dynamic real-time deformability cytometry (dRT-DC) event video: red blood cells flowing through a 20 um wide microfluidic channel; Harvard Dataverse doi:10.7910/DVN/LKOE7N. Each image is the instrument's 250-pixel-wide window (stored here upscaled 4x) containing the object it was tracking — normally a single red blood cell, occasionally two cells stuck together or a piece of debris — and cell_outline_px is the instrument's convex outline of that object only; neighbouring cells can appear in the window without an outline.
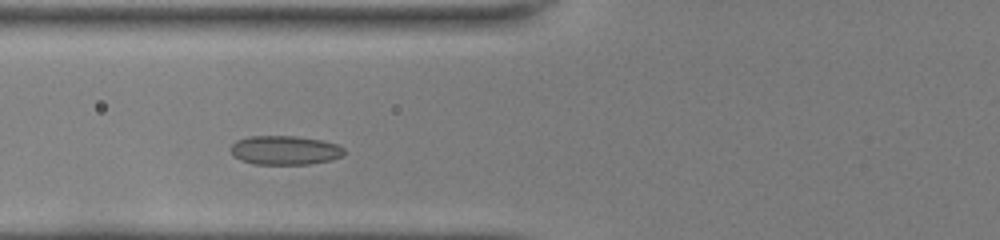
{"species": "common noctule bat (a hibernating species)", "species_latin": "Nyctalus noctula", "temperature_condition": "room temperature", "stored_images_in_passage": 37, "camera_frame_rate_fps": 3000, "um_per_image_px": 0.085, "animal": {"sex": "female", "body_mass_g": 22.0, "forearm_length_mm": 56.7}, "frame": {"image": 1, "passage_image": 7, "time_ms": 2.0, "image_size_px": [1000, 240], "cell_outline_px": [[344, 156], [332, 160], [308, 164], [252, 164], [240, 160], [232, 156], [228, 148], [236, 140], [248, 136], [296, 136], [324, 140], [336, 144], [344, 148]], "centroid_in_image_um": [24.18, 12.77], "position_along_channel_um": 101.6, "area_um2": 19.59}}
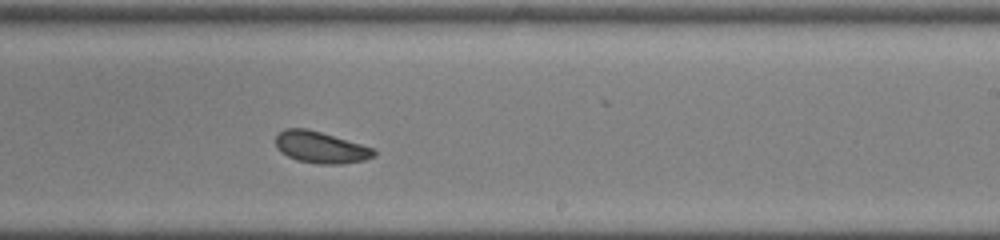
{"frame": {"image": 2, "passage_image": 19, "time_ms": 6.0, "image_size_px": [1000, 240], "cell_outline_px": [[376, 156], [364, 160], [340, 164], [316, 164], [296, 160], [280, 152], [276, 148], [276, 136], [284, 128], [304, 128], [320, 132], [376, 148]], "centroid_in_image_um": [27.27, 12.53], "position_along_channel_um": 261.7, "area_um2": 18.21}}
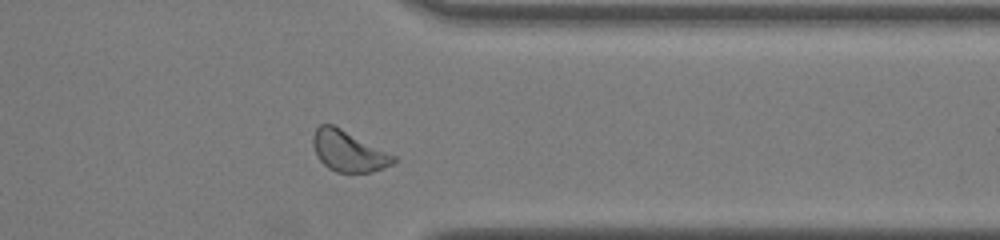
{"frame": {"image": 3, "passage_image": 28, "time_ms": 9.0, "image_size_px": [1000, 240], "cell_outline_px": [[396, 160], [392, 164], [372, 172], [336, 172], [328, 168], [320, 160], [312, 144], [312, 136], [316, 128], [320, 124], [332, 124], [396, 156]], "centroid_in_image_um": [29.59, 12.85], "position_along_channel_um": 381.8, "area_um2": 18.84}, "authors_computed_cell_mechanics": {"area_um2": 18.7272, "velocity_mm_per_s": 4.0174, "shape_relaxation_time_tau1_ms": 8.0711, "shape_relaxation_time_tau2_ms": null, "deformation_change_tau1": 0.1522, "deformation_change_tau2": null}}